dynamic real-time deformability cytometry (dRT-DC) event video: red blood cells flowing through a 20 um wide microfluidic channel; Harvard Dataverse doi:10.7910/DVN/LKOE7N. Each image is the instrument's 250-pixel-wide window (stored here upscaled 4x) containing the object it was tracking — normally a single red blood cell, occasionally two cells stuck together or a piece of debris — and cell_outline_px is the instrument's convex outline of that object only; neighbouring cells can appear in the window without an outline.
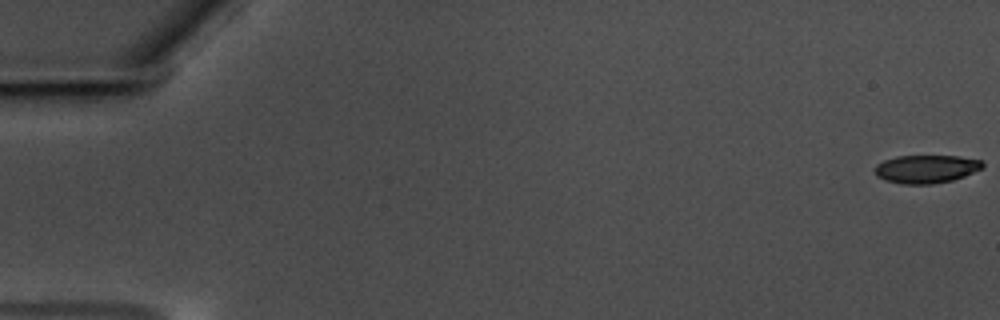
{"species": "common noctule bat (a hibernating species)", "species_latin": "Nyctalus noctula", "temperature_condition": "warm", "stored_images_in_passage": 59, "camera_frame_rate_fps": 3000, "um_per_image_px": 0.085, "animal": {"sex": "male", "body_mass_g": 17.5, "forearm_length_mm": 52.3}, "frame": {"image": 1, "passage_image": 1, "time_ms": 0.0, "image_size_px": [1000, 320], "cell_outline_px": [[984, 168], [964, 176], [952, 180], [932, 184], [904, 184], [884, 180], [876, 176], [876, 164], [884, 160], [896, 156], [960, 156], [984, 160]], "centroid_in_image_um": [78.76, 14.36], "position_along_channel_um": 6.2, "area_um2": 17.8}}
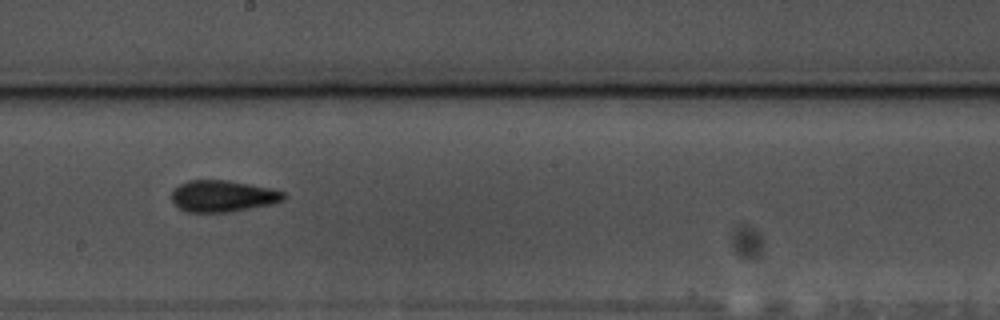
{"frame": {"image": 2, "passage_image": 34, "time_ms": 11.0, "image_size_px": [1000, 320], "cell_outline_px": [[288, 196], [284, 200], [272, 204], [228, 212], [188, 212], [180, 208], [172, 200], [172, 188], [188, 180], [228, 180], [272, 188], [284, 192]], "centroid_in_image_um": [18.96, 16.66], "position_along_channel_um": 229.2, "area_um2": 20.69}}
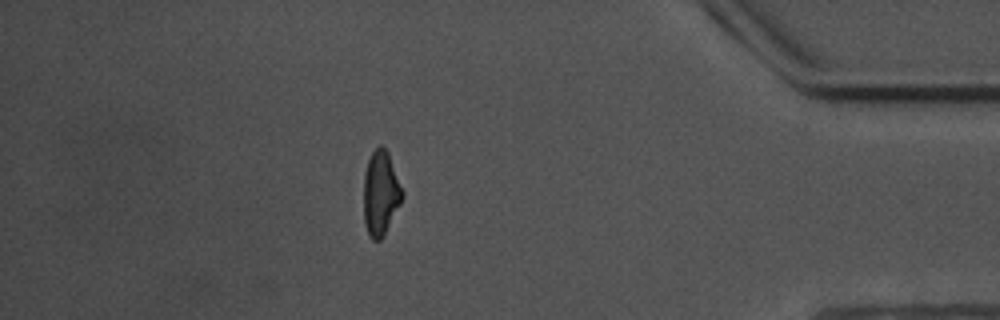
{"frame": {"image": 3, "passage_image": 52, "time_ms": 17.0, "image_size_px": [1000, 320], "cell_outline_px": [[404, 196], [384, 236], [380, 240], [372, 240], [368, 236], [364, 224], [364, 172], [368, 160], [372, 152], [380, 144], [388, 152], [404, 192]], "centroid_in_image_um": [32.35, 16.45], "position_along_channel_um": 402.8, "area_um2": 19.19}, "authors_computed_cell_mechanics": {"area_um2": 19.2474, "velocity_mm_per_s": 3.5445, "shape_relaxation_time_tau1_ms": 3.1379, "shape_relaxation_time_tau2_ms": 2.6346, "deformation_change_tau1": 0.1407, "deformation_change_tau2": 0.0916}}